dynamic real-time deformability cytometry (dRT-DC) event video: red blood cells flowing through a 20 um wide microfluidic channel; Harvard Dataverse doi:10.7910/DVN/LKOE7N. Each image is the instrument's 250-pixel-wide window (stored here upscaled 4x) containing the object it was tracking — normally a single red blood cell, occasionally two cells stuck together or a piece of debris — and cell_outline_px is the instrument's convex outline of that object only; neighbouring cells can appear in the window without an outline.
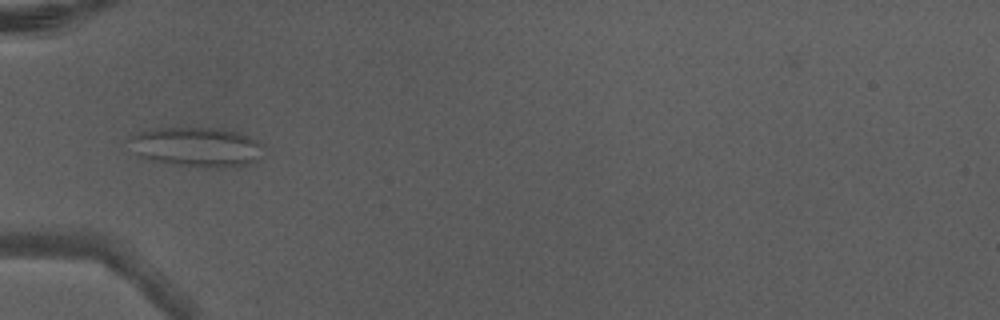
{"species": "Egyptian fruit bat (a non-hibernating species)", "species_latin": "Rousettus aegyptiacus", "temperature_condition": "warm", "stored_images_in_passage": 7, "camera_frame_rate_fps": 3000, "um_per_image_px": 0.085, "animal": {"sex": "male"}, "frame": {"image": 1, "passage_image": 6, "time_ms": 1.667, "image_size_px": [1000, 320], "cell_outline_px": [[264, 156], [248, 164], [236, 168], [212, 168], [180, 164], [156, 160], [140, 156], [136, 152], [132, 136], [140, 132], [156, 128], [220, 128], [236, 132], [248, 136], [264, 144]], "centroid_in_image_um": [16.89, 12.5], "position_along_channel_um": 68.1, "area_um2": 30.58}}
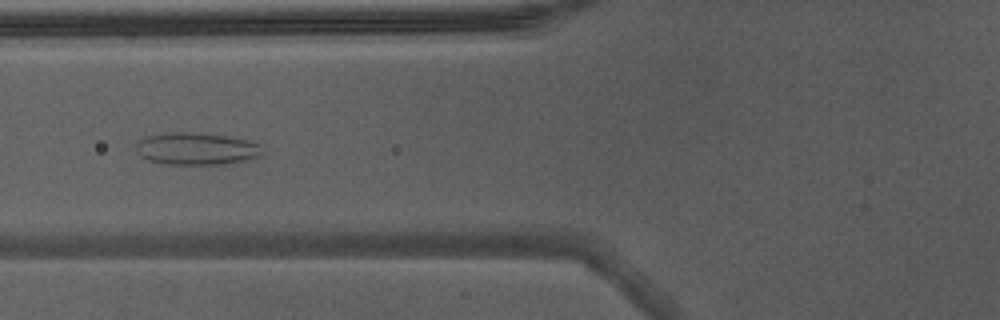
{"frame": {"image": 2, "passage_image": 7, "time_ms": 2.0, "image_size_px": [1000, 320], "cell_outline_px": [[260, 156], [244, 160], [224, 164], [160, 164], [148, 160], [140, 156], [136, 152], [136, 140], [144, 136], [172, 132], [200, 132], [248, 140], [260, 144]], "centroid_in_image_um": [16.61, 12.63], "position_along_channel_um": 109.2, "area_um2": 23.87}}